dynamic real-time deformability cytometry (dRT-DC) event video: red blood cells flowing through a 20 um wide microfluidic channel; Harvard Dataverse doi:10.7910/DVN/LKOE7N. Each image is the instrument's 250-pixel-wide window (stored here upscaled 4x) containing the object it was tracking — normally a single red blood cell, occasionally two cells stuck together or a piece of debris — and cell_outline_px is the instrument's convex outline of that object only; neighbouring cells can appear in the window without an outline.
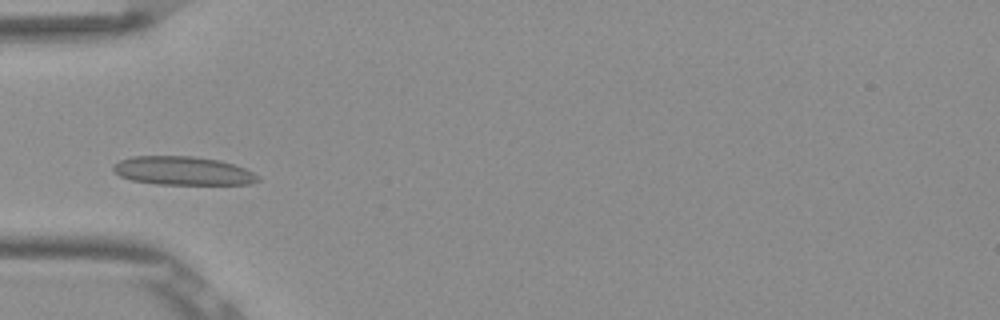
{"species": "Egyptian fruit bat (a non-hibernating species)", "species_latin": "Rousettus aegyptiacus", "temperature_condition": "room temperature", "stored_images_in_passage": 37, "camera_frame_rate_fps": 3000, "um_per_image_px": 0.085, "frame": {"image": 1, "passage_image": 1, "time_ms": 0.0, "image_size_px": [1000, 320], "cell_outline_px": [[260, 180], [252, 184], [156, 184], [132, 180], [120, 176], [112, 168], [112, 164], [120, 160], [132, 156], [192, 156], [220, 160], [244, 168], [252, 172]], "centroid_in_image_um": [15.51, 14.51], "position_along_channel_um": 69.5, "area_um2": 23.99}}
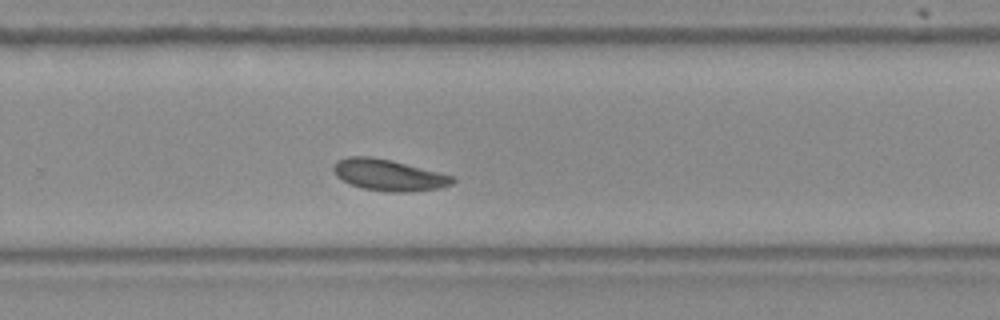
{"frame": {"image": 2, "passage_image": 19, "time_ms": 6.0, "image_size_px": [1000, 320], "cell_outline_px": [[456, 180], [452, 184], [440, 188], [408, 192], [388, 192], [364, 188], [352, 184], [336, 176], [332, 168], [332, 164], [336, 160], [348, 156], [372, 156], [392, 160], [456, 176]], "centroid_in_image_um": [33.05, 14.86], "position_along_channel_um": 296.7, "area_um2": 21.96}}
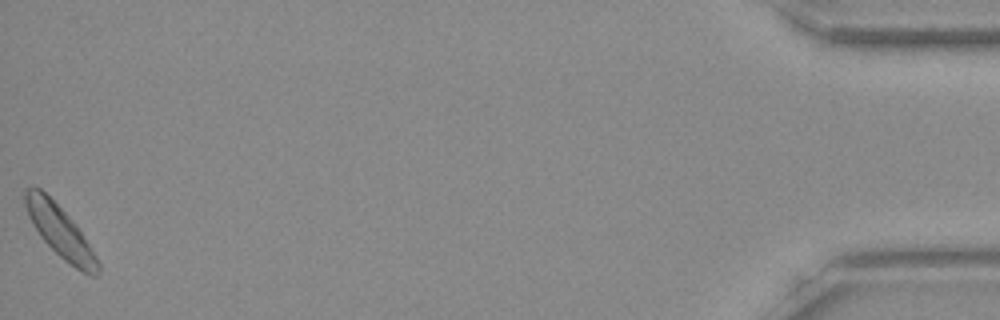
{"frame": {"image": 3, "passage_image": 37, "time_ms": 12.0, "image_size_px": [1000, 320], "cell_outline_px": [[100, 268], [96, 276], [92, 276], [76, 268], [64, 260], [40, 236], [32, 224], [28, 216], [24, 204], [24, 188], [40, 188], [76, 224], [96, 256], [100, 264]], "centroid_in_image_um": [5.09, 19.67], "position_along_channel_um": 430.1, "area_um2": 21.39}, "authors_computed_cell_mechanics": {"area_um2": 21.386, "velocity_mm_per_s": 3.7915, "shape_relaxation_time_tau1_ms": 4.3149, "shape_relaxation_time_tau2_ms": 3.1764, "deformation_change_tau1": 0.1214, "deformation_change_tau2": 0.0604}}